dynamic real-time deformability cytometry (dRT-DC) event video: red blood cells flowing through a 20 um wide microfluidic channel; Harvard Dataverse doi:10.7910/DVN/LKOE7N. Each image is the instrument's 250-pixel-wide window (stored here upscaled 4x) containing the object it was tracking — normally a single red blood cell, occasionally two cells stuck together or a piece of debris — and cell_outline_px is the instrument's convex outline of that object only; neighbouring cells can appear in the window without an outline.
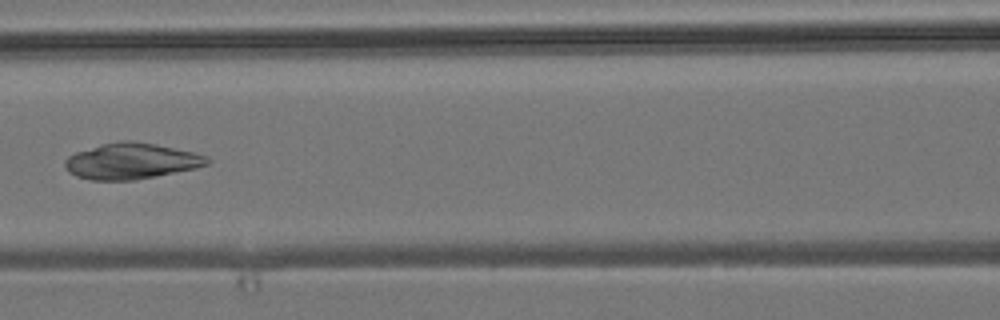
{"species": "common noctule bat (a hibernating species)", "species_latin": "Nyctalus noctula", "temperature_condition": "room temperature", "stored_images_in_passage": 6, "camera_frame_rate_fps": 3000, "um_per_image_px": 0.085, "animal": {"sex": "male", "body_mass_g": 19.2, "forearm_length_mm": 51.8}, "frame": {"image": 1, "passage_image": 6, "time_ms": 5.667, "image_size_px": [1000, 320], "cell_outline_px": [[212, 160], [208, 164], [196, 168], [136, 180], [92, 180], [76, 176], [68, 172], [64, 168], [64, 160], [68, 156], [76, 152], [100, 144], [120, 140], [132, 140], [156, 144], [192, 152], [208, 156]], "centroid_in_image_um": [11.14, 13.69], "position_along_channel_um": 155.5, "area_um2": 30.0}}